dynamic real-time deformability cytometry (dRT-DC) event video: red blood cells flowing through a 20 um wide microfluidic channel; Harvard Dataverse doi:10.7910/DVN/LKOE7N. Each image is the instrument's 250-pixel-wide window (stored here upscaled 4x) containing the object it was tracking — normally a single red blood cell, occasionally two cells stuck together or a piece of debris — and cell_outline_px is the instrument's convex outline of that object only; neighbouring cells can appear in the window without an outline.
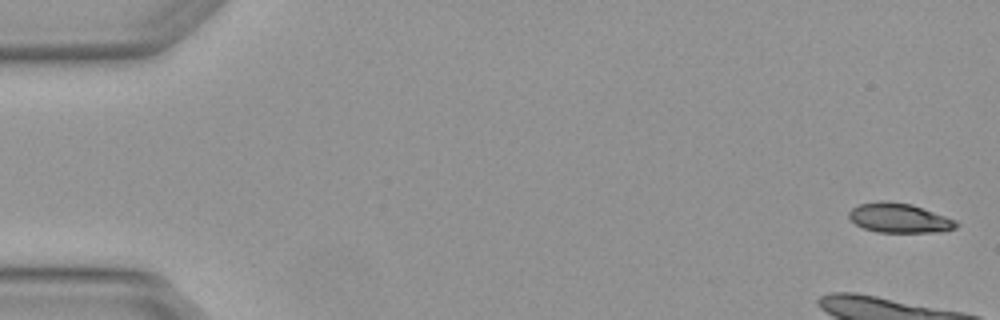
{"species": "Egyptian fruit bat (a non-hibernating species)", "species_latin": "Rousettus aegyptiacus", "temperature_condition": "warm", "stored_images_in_passage": 6, "camera_frame_rate_fps": 3000, "um_per_image_px": 0.085, "animal": {"sex": "female"}, "frame": {"image": 1, "passage_image": 1, "time_ms": 0.0, "image_size_px": [1000, 320], "cell_outline_px": [[960, 224], [956, 228], [936, 232], [876, 232], [864, 228], [856, 224], [848, 216], [848, 212], [852, 208], [860, 204], [880, 200], [884, 200], [912, 204], [956, 220]], "centroid_in_image_um": [76.43, 18.52], "position_along_channel_um": 8.6, "area_um2": 18.44}}
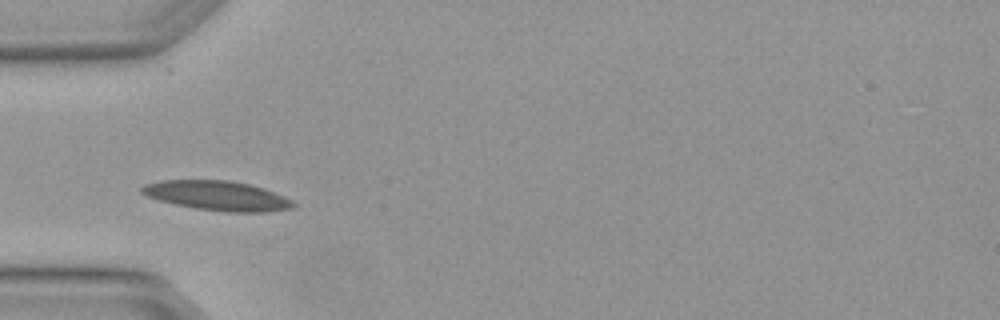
{"frame": {"image": 2, "passage_image": 6, "time_ms": 1.667, "image_size_px": [1000, 320], "cell_outline_px": [[296, 204], [292, 208], [264, 212], [224, 212], [196, 208], [176, 204], [160, 200], [148, 196], [140, 192], [140, 188], [144, 184], [160, 180], [228, 180], [248, 184], [264, 188], [284, 196], [292, 200]], "centroid_in_image_um": [18.47, 16.63], "position_along_channel_um": 66.5, "area_um2": 26.01}}